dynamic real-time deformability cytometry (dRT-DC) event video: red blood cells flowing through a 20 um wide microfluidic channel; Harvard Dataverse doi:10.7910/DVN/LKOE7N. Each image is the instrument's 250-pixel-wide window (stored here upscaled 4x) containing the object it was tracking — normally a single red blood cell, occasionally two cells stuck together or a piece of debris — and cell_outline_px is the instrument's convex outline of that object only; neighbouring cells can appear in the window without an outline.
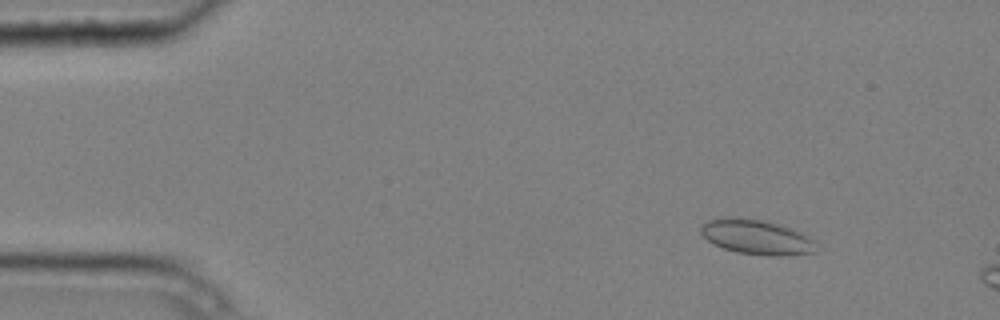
{"species": "common noctule bat (a hibernating species)", "species_latin": "Nyctalus noctula", "temperature_condition": "cold", "stored_images_in_passage": 3, "camera_frame_rate_fps": 3000, "um_per_image_px": 0.085, "animal": {"sex": "male", "body_mass_g": 20.4}, "frame": {"image": 1, "passage_image": 1, "time_ms": 0.0, "image_size_px": [1000, 320], "cell_outline_px": [[816, 252], [780, 256], [768, 256], [736, 252], [724, 248], [708, 240], [700, 232], [700, 224], [708, 220], [732, 216], [736, 216], [760, 220], [776, 224], [788, 228], [808, 236], [812, 240]], "centroid_in_image_um": [64.24, 20.14], "position_along_channel_um": 20.8, "area_um2": 23.06}}